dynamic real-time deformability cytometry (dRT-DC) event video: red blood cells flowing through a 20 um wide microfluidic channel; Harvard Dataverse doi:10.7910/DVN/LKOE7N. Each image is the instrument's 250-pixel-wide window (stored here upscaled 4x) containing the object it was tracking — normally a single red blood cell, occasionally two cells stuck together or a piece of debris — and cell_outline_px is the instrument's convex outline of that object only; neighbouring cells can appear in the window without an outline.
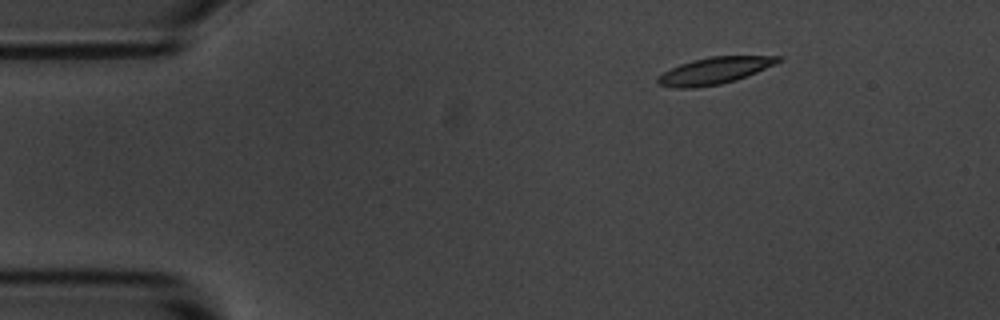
{"species": "common noctule bat (a hibernating species)", "species_latin": "Nyctalus noctula", "temperature_condition": "room temperature", "stored_images_in_passage": 3, "camera_frame_rate_fps": 3000, "um_per_image_px": 0.085, "animal": {"sex": "male", "body_mass_g": 20.1, "forearm_length_mm": 53.5}, "frame": {"image": 1, "passage_image": 1, "time_ms": 0.0, "image_size_px": [1000, 320], "cell_outline_px": [[784, 60], [776, 64], [736, 80], [720, 84], [692, 88], [672, 88], [656, 84], [656, 76], [680, 64], [692, 60], [708, 56], [784, 56]], "centroid_in_image_um": [60.72, 6.0], "position_along_channel_um": 24.3, "area_um2": 18.96}}